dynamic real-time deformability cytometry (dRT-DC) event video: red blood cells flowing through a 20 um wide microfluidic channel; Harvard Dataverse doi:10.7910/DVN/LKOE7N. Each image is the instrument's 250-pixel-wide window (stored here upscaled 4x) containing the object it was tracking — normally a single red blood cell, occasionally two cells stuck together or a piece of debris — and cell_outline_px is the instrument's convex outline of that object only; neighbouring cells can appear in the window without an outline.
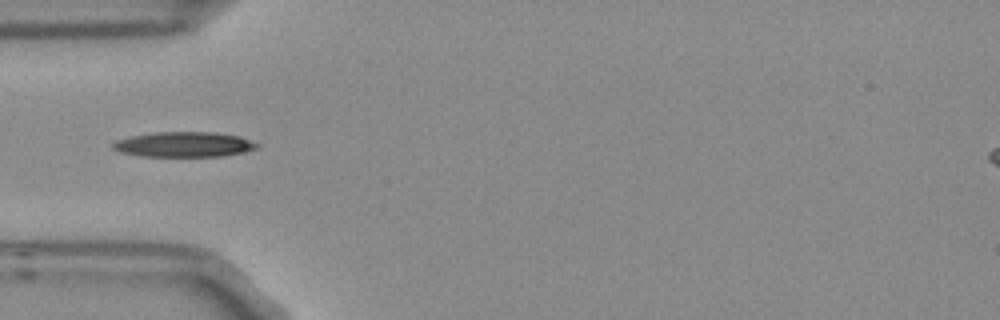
{"species": "Egyptian fruit bat (a non-hibernating species)", "species_latin": "Rousettus aegyptiacus", "temperature_condition": "room temperature", "stored_images_in_passage": 5, "camera_frame_rate_fps": 3000, "um_per_image_px": 0.085, "frame": {"image": 1, "passage_image": 5, "time_ms": 1.333, "image_size_px": [1000, 320], "cell_outline_px": [[260, 148], [244, 152], [220, 156], [140, 156], [120, 152], [112, 148], [112, 144], [116, 140], [128, 136], [152, 132], [216, 132], [240, 136], [260, 144]], "centroid_in_image_um": [15.64, 12.27], "position_along_channel_um": 69.4, "area_um2": 21.33}}